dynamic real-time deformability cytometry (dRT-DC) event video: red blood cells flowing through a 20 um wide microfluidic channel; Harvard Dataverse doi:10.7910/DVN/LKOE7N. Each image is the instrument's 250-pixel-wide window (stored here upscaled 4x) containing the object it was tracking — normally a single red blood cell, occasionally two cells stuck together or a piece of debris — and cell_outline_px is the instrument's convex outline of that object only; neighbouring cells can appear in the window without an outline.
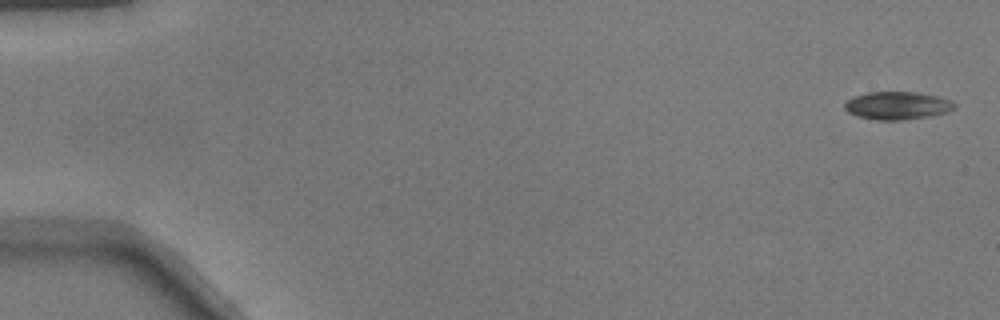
{"species": "common noctule bat (a hibernating species)", "species_latin": "Nyctalus noctula", "temperature_condition": "warm", "stored_images_in_passage": 14, "camera_frame_rate_fps": 3000, "um_per_image_px": 0.085, "animal": {"sex": "male", "body_mass_g": 17.9}, "frame": {"image": 1, "passage_image": 1, "time_ms": 0.0, "image_size_px": [1000, 320], "cell_outline_px": [[956, 108], [948, 112], [932, 116], [904, 120], [876, 120], [856, 116], [848, 112], [844, 108], [844, 104], [852, 96], [868, 92], [916, 92], [940, 96], [952, 100], [956, 104]], "centroid_in_image_um": [76.31, 8.97], "position_along_channel_um": 8.7, "area_um2": 18.21}}
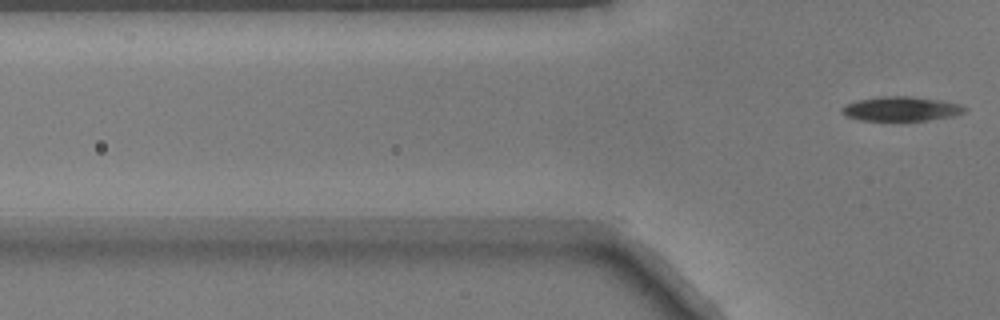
{"frame": {"image": 2, "passage_image": 14, "time_ms": 4.333, "image_size_px": [1000, 320], "cell_outline_px": [[968, 112], [956, 116], [928, 120], [892, 124], [860, 120], [844, 116], [840, 112], [840, 108], [848, 104], [860, 100], [884, 96], [908, 96], [940, 100], [960, 104], [968, 108]], "centroid_in_image_um": [76.62, 9.31], "position_along_channel_um": 49.2, "area_um2": 18.5}}